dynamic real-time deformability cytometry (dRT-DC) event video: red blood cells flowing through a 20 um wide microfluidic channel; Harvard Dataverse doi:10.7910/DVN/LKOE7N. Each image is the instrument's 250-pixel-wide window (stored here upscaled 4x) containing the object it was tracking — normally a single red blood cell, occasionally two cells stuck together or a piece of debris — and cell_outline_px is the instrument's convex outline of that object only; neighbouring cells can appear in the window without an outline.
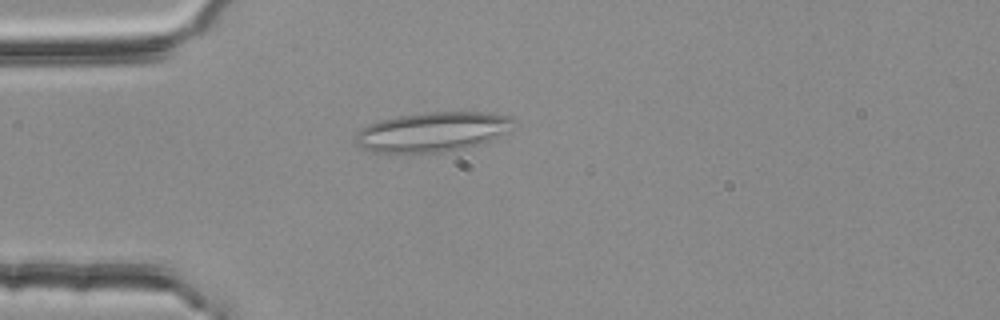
{"species": "common noctule bat (a hibernating species)", "species_latin": "Nyctalus noctula", "temperature_condition": "room temperature", "stored_images_in_passage": 1, "camera_frame_rate_fps": 3000, "um_per_image_px": 0.085, "animal": {"sex": "female", "body_mass_g": 25.1}, "frame": {"image": 1, "passage_image": 1, "time_ms": 0.0, "image_size_px": [1000, 320], "cell_outline_px": [[512, 132], [480, 144], [464, 148], [440, 152], [372, 152], [356, 144], [356, 132], [360, 128], [368, 124], [380, 120], [396, 116], [424, 112], [488, 112], [512, 116]], "centroid_in_image_um": [36.8, 11.19], "position_along_channel_um": 48.2, "area_um2": 36.7}}